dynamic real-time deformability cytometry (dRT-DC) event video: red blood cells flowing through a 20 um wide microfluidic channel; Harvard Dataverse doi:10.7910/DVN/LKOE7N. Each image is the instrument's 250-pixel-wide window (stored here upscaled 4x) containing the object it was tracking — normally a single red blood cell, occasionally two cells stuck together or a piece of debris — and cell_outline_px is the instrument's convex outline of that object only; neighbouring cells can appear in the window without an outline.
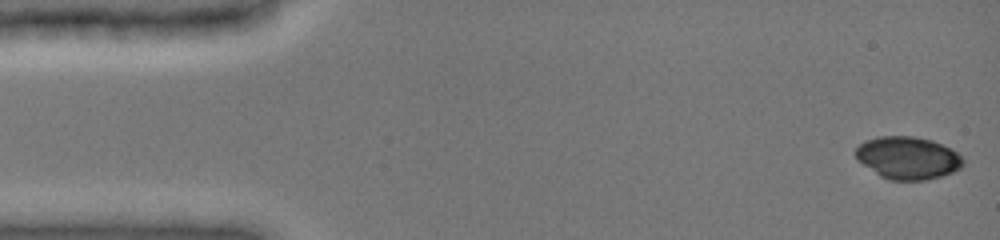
{"species": "common noctule bat (a hibernating species)", "species_latin": "Nyctalus noctula", "temperature_condition": "cold", "stored_images_in_passage": 11, "camera_frame_rate_fps": 3000, "um_per_image_px": 0.085, "animal": {"sex": "female", "body_mass_g": 19.0, "forearm_length_mm": 51.5}, "frame": {"image": 1, "passage_image": 1, "time_ms": 0.0, "image_size_px": [1000, 240], "cell_outline_px": [[964, 164], [960, 168], [952, 172], [940, 176], [924, 180], [892, 180], [880, 176], [864, 164], [852, 152], [864, 140], [880, 136], [912, 136], [932, 140], [956, 152], [964, 160]], "centroid_in_image_um": [77.15, 13.41], "position_along_channel_um": 7.9, "area_um2": 26.36}}
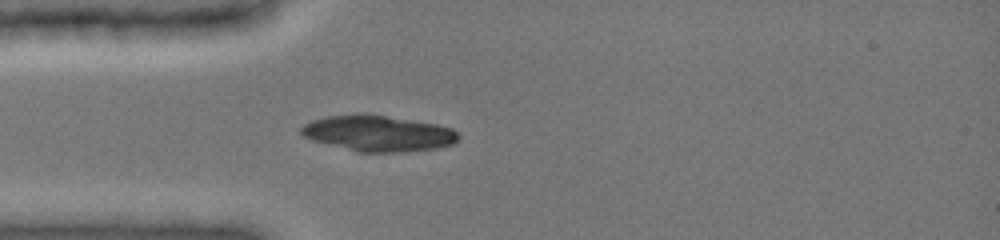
{"frame": {"image": 2, "passage_image": 7, "time_ms": 4.0, "image_size_px": [1000, 240], "cell_outline_px": [[456, 140], [452, 144], [436, 148], [404, 152], [360, 152], [312, 140], [304, 136], [300, 132], [300, 128], [304, 124], [312, 120], [328, 116], [356, 112], [364, 112], [436, 124], [452, 128], [456, 132]], "centroid_in_image_um": [32.09, 11.31], "position_along_channel_um": 52.9, "area_um2": 32.89}}
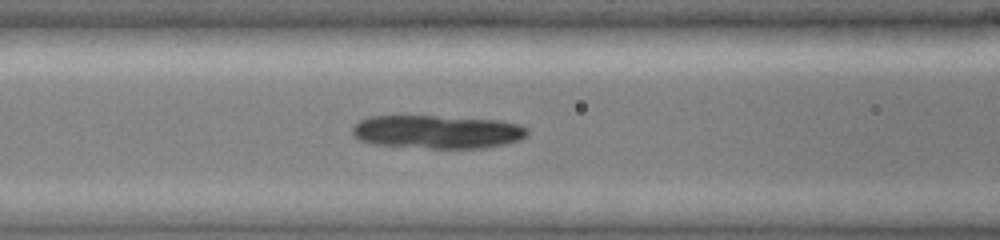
{"frame": {"image": 3, "passage_image": 11, "time_ms": 6.0, "image_size_px": [1000, 240], "cell_outline_px": [[528, 132], [520, 140], [504, 144], [484, 148], [432, 148], [372, 144], [360, 140], [352, 136], [352, 128], [360, 120], [368, 116], [400, 112], [500, 120], [520, 124], [528, 128]], "centroid_in_image_um": [37.09, 11.15], "position_along_channel_um": 129.5, "area_um2": 35.49}}